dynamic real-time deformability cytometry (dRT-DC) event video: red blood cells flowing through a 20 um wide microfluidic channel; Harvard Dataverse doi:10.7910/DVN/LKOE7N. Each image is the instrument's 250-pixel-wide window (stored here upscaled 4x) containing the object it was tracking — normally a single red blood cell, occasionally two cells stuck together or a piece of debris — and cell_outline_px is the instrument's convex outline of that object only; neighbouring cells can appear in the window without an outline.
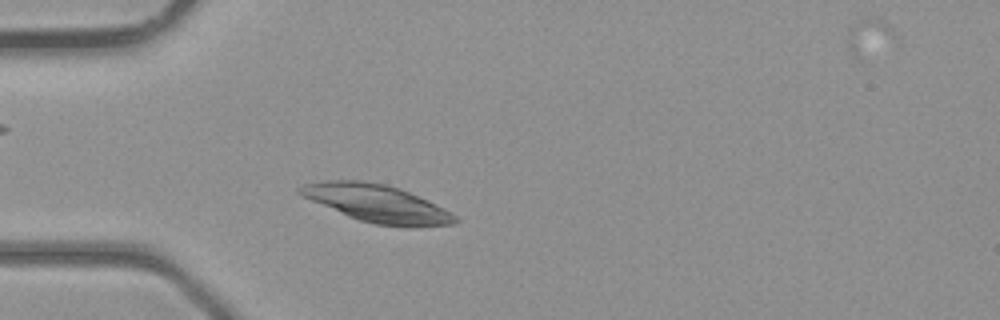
{"species": "common noctule bat (a hibernating species)", "species_latin": "Nyctalus noctula", "temperature_condition": "room temperature", "stored_images_in_passage": 35, "camera_frame_rate_fps": 3000, "um_per_image_px": 0.085, "animal": {"sex": "male", "body_mass_g": 23.1, "forearm_length_mm": 52.7}, "frame": {"image": 1, "passage_image": 6, "time_ms": 1.667, "image_size_px": [1000, 320], "cell_outline_px": [[460, 220], [452, 224], [416, 228], [408, 228], [376, 224], [360, 220], [348, 216], [312, 200], [296, 192], [296, 188], [304, 184], [328, 180], [360, 180], [384, 184], [400, 188], [428, 200], [444, 208], [456, 216]], "centroid_in_image_um": [32.09, 17.3], "position_along_channel_um": 52.9, "area_um2": 33.87}}
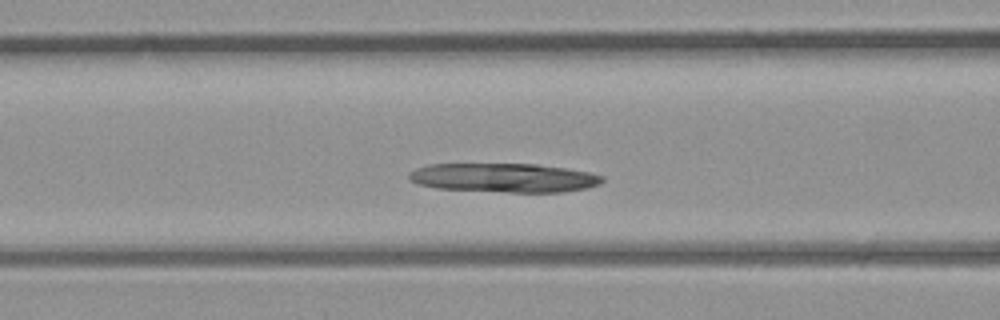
{"frame": {"image": 2, "passage_image": 11, "time_ms": 3.333, "image_size_px": [1000, 320], "cell_outline_px": [[604, 180], [600, 184], [588, 188], [564, 192], [508, 192], [436, 188], [420, 184], [408, 180], [408, 172], [416, 168], [428, 164], [536, 164], [564, 168], [588, 172], [604, 176]], "centroid_in_image_um": [42.83, 15.11], "position_along_channel_um": 123.8, "area_um2": 32.77}}